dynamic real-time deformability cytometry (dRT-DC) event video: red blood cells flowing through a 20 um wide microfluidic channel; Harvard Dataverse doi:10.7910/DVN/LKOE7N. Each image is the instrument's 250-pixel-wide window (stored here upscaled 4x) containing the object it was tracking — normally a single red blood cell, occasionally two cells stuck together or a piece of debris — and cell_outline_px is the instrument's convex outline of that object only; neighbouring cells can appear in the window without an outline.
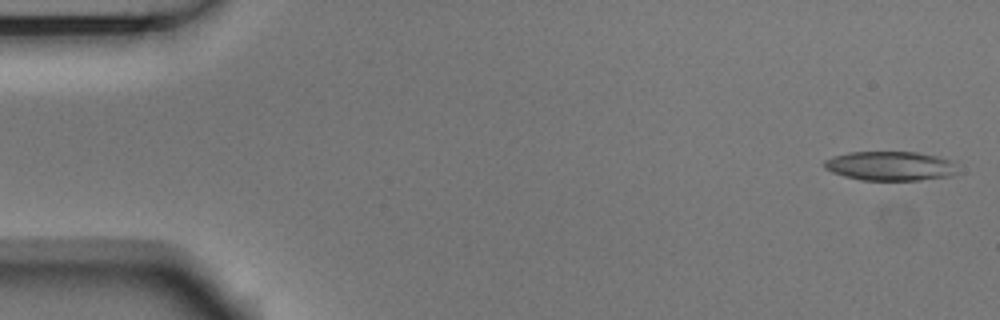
{"species": "Egyptian fruit bat (a non-hibernating species)", "species_latin": "Rousettus aegyptiacus", "temperature_condition": "room temperature", "stored_images_in_passage": 4, "camera_frame_rate_fps": 3000, "um_per_image_px": 0.085, "animal": {"sex": "male"}, "frame": {"image": 1, "passage_image": 1, "time_ms": 0.0, "image_size_px": [1000, 320], "cell_outline_px": [[956, 172], [952, 176], [920, 180], [860, 180], [844, 176], [832, 172], [824, 168], [824, 160], [832, 156], [848, 152], [916, 152], [936, 156], [948, 160], [952, 164]], "centroid_in_image_um": [75.6, 14.11], "position_along_channel_um": 9.4, "area_um2": 22.6}}
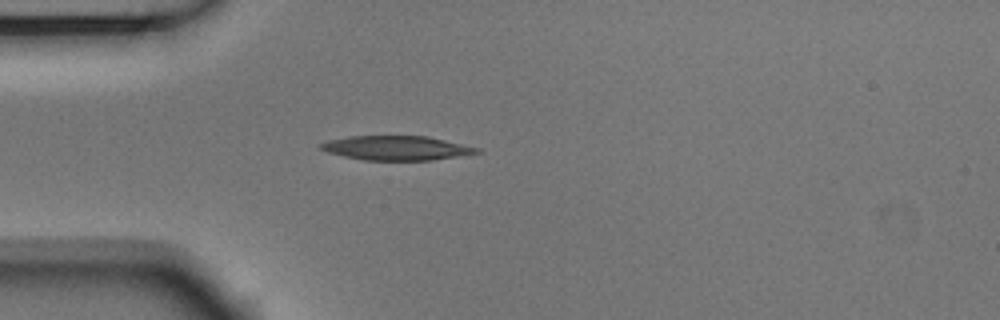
{"frame": {"image": 2, "passage_image": 4, "time_ms": 1.0, "image_size_px": [1000, 320], "cell_outline_px": [[484, 152], [432, 160], [364, 160], [344, 156], [328, 152], [316, 148], [316, 144], [328, 140], [348, 136], [428, 136], [480, 148]], "centroid_in_image_um": [33.67, 12.57], "position_along_channel_um": 51.3, "area_um2": 22.31}}